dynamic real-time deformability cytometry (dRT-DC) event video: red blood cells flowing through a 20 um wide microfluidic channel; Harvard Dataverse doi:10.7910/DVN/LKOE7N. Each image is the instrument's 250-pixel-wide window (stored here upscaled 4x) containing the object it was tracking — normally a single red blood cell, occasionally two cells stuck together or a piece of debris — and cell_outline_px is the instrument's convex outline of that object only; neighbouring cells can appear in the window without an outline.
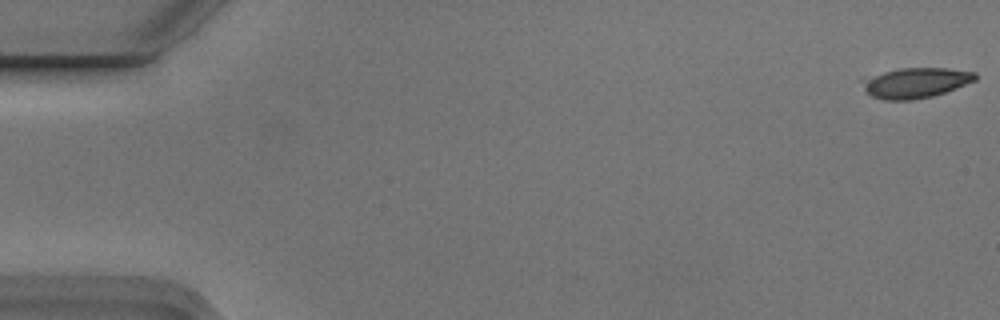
{"species": "Egyptian fruit bat (a non-hibernating species)", "species_latin": "Rousettus aegyptiacus", "temperature_condition": "cold", "stored_images_in_passage": 2, "camera_frame_rate_fps": 3000, "um_per_image_px": 0.085, "animal": {"sex": "male"}, "frame": {"image": 1, "passage_image": 2, "time_ms": 0.333, "image_size_px": [1000, 320], "cell_outline_px": [[976, 80], [956, 88], [932, 96], [912, 100], [884, 100], [872, 96], [864, 88], [860, 80], [884, 72], [900, 68], [948, 68], [976, 72]], "centroid_in_image_um": [77.84, 7.03], "position_along_channel_um": 7.2, "area_um2": 19.71}}